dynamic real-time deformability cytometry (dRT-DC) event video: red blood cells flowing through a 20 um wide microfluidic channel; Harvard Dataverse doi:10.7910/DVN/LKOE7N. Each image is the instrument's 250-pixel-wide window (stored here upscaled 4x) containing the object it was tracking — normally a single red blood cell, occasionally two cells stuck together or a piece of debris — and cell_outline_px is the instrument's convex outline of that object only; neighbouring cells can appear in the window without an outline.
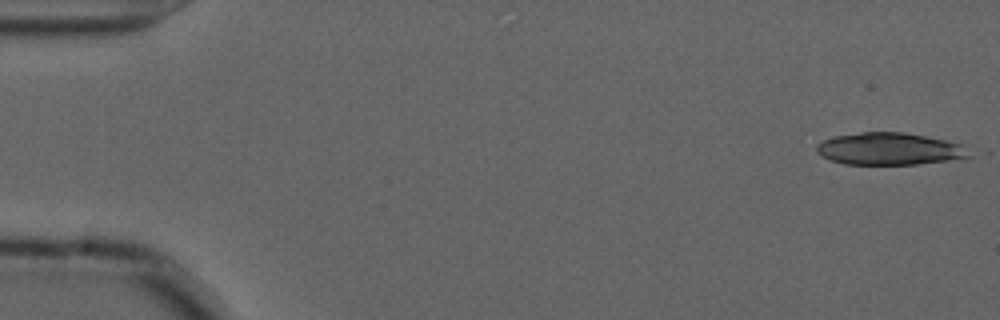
{"species": "common noctule bat (a hibernating species)", "species_latin": "Nyctalus noctula", "temperature_condition": "cold", "stored_images_in_passage": 19, "camera_frame_rate_fps": 3000, "um_per_image_px": 0.085, "animal": {"sex": "male", "forearm_length_mm": 52.5}, "frame": {"image": 1, "passage_image": 1, "time_ms": 0.0, "image_size_px": [1000, 320], "cell_outline_px": [[972, 156], [948, 160], [916, 164], [844, 164], [832, 160], [816, 152], [816, 144], [832, 136], [860, 132], [904, 132], [964, 144]], "centroid_in_image_um": [75.59, 12.64], "position_along_channel_um": 9.4, "area_um2": 28.5}}